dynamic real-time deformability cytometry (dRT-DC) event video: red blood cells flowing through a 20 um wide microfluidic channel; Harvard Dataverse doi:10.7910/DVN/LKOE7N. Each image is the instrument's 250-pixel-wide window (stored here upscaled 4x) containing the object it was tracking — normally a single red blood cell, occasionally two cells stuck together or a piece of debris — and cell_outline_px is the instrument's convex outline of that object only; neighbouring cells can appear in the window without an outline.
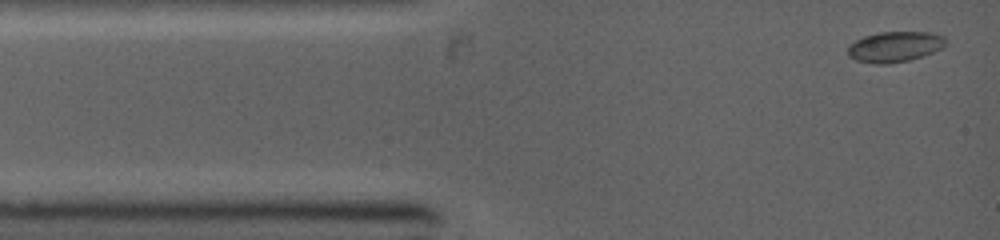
{"species": "common noctule bat (a hibernating species)", "species_latin": "Nyctalus noctula", "temperature_condition": "warm", "stored_images_in_passage": 55, "camera_frame_rate_fps": 5000, "um_per_image_px": 0.085, "animal": {"sex": "female", "body_mass_g": 19.0, "forearm_length_mm": 53.3}, "frame": {"image": 1, "passage_image": 2, "time_ms": 0.2, "image_size_px": [1000, 240], "cell_outline_px": [[948, 40], [940, 48], [932, 52], [908, 60], [888, 64], [872, 64], [856, 60], [848, 56], [848, 48], [856, 40], [864, 36], [880, 32], [928, 32], [944, 36]], "centroid_in_image_um": [76.04, 3.97], "position_along_channel_um": 9.0, "area_um2": 17.22}}
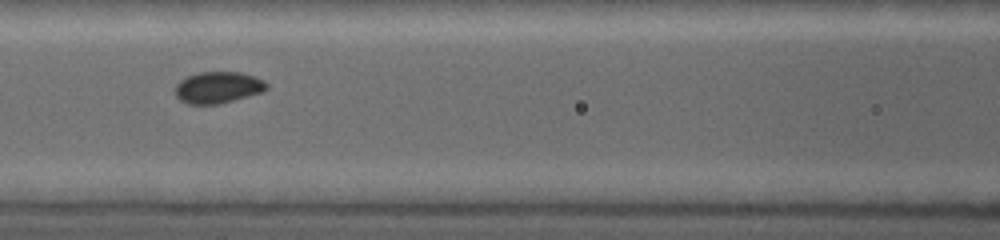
{"frame": {"image": 2, "passage_image": 24, "time_ms": 4.4, "image_size_px": [1000, 240], "cell_outline_px": [[268, 88], [260, 92], [220, 104], [188, 104], [180, 100], [176, 96], [176, 84], [180, 80], [188, 76], [200, 72], [240, 72], [264, 80], [268, 84]], "centroid_in_image_um": [18.51, 7.43], "position_along_channel_um": 148.1, "area_um2": 16.65}}
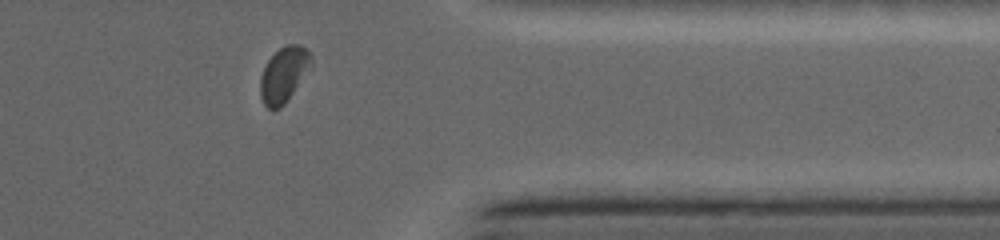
{"frame": {"image": 3, "passage_image": 48, "time_ms": 9.8, "image_size_px": [1000, 240], "cell_outline_px": [[312, 68], [284, 104], [280, 108], [268, 108], [264, 104], [260, 96], [260, 76], [268, 60], [280, 48], [288, 44], [300, 44], [308, 48], [312, 56]], "centroid_in_image_um": [24.16, 6.31], "position_along_channel_um": 387.2, "area_um2": 16.53}}